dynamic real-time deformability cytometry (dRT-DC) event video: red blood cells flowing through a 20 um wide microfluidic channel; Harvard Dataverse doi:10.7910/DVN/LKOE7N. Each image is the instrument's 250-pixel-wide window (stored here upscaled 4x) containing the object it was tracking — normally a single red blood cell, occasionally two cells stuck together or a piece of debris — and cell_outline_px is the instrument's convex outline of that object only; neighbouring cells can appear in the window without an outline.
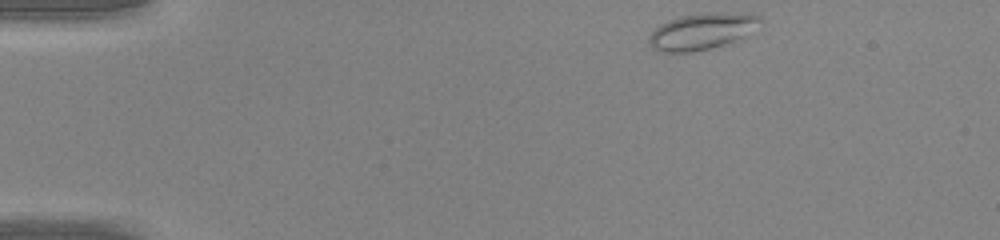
{"species": "common noctule bat (a hibernating species)", "species_latin": "Nyctalus noctula", "temperature_condition": "warm", "stored_images_in_passage": 40, "camera_frame_rate_fps": 3000, "um_per_image_px": 0.085, "animal": {"sex": "male", "body_mass_g": 20.0, "forearm_length_mm": 53.3}, "frame": {"image": 1, "passage_image": 1, "time_ms": 0.0, "image_size_px": [1000, 240], "cell_outline_px": [[764, 24], [740, 40], [732, 44], [692, 52], [656, 52], [648, 44], [648, 40], [652, 32], [660, 24], [668, 20], [680, 16], [704, 12], [752, 12], [760, 16], [764, 20]], "centroid_in_image_um": [59.78, 2.65], "position_along_channel_um": 25.2, "area_um2": 24.74}}
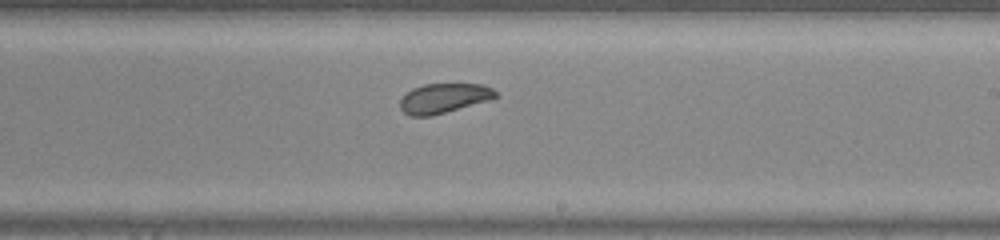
{"frame": {"image": 2, "passage_image": 22, "time_ms": 7.0, "image_size_px": [1000, 240], "cell_outline_px": [[500, 96], [492, 100], [432, 116], [412, 116], [404, 112], [400, 108], [400, 100], [412, 88], [424, 84], [484, 84], [492, 88]], "centroid_in_image_um": [37.78, 8.35], "position_along_channel_um": 251.2, "area_um2": 16.7}}
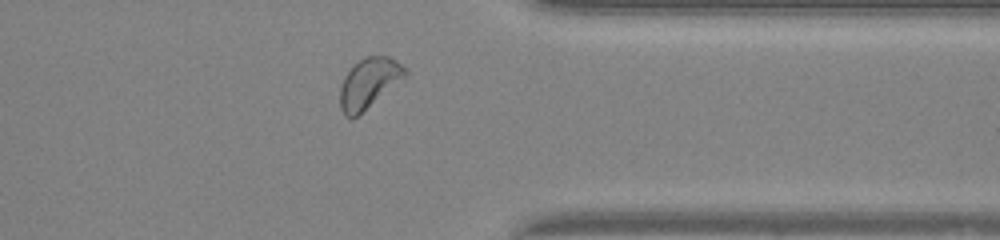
{"frame": {"image": 3, "passage_image": 31, "time_ms": 10.0, "image_size_px": [1000, 240], "cell_outline_px": [[408, 76], [352, 120], [344, 116], [340, 108], [340, 88], [344, 76], [364, 56], [388, 56], [408, 68]], "centroid_in_image_um": [31.38, 7.08], "position_along_channel_um": 380.0, "area_um2": 19.13}}